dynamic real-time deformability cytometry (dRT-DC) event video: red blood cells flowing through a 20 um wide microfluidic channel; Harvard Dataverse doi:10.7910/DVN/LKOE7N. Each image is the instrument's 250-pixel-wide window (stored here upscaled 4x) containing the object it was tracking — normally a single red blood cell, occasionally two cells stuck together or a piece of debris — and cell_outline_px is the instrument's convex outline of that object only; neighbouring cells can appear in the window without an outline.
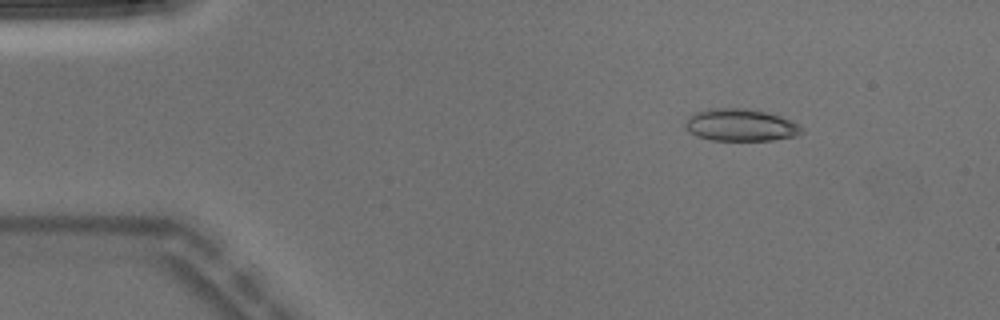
{"species": "Egyptian fruit bat (a non-hibernating species)", "species_latin": "Rousettus aegyptiacus", "temperature_condition": "warm", "stored_images_in_passage": 5, "camera_frame_rate_fps": 3000, "um_per_image_px": 0.085, "animal": {"sex": "male"}, "frame": {"image": 1, "passage_image": 2, "time_ms": 0.333, "image_size_px": [1000, 320], "cell_outline_px": [[804, 132], [800, 136], [772, 140], [712, 140], [696, 136], [688, 132], [684, 128], [684, 124], [688, 116], [696, 112], [708, 108], [748, 108], [780, 116], [792, 120], [800, 124], [804, 128]], "centroid_in_image_um": [62.97, 10.63], "position_along_channel_um": 22.0, "area_um2": 22.31}}